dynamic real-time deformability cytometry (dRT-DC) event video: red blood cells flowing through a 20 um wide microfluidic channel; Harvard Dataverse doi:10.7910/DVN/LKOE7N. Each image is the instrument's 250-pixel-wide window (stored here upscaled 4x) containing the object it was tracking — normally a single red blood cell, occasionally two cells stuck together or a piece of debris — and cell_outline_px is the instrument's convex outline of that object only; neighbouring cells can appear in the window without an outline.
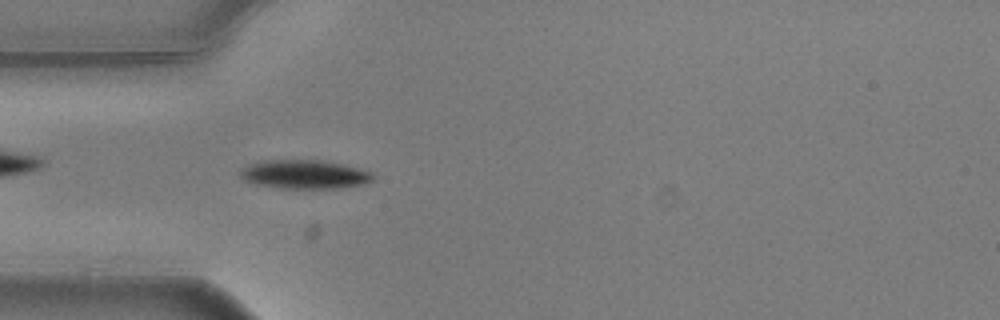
{"species": "common noctule bat (a hibernating species)", "species_latin": "Nyctalus noctula", "temperature_condition": "warm", "stored_images_in_passage": 33, "camera_frame_rate_fps": 3000, "um_per_image_px": 0.085, "animal": {"sex": "male", "body_mass_g": 20.5, "forearm_length_mm": 52.5}, "frame": {"image": 1, "passage_image": 4, "time_ms": 1.0, "image_size_px": [1000, 320], "cell_outline_px": [[376, 176], [372, 180], [364, 184], [336, 188], [280, 188], [256, 184], [244, 180], [240, 176], [240, 168], [248, 164], [264, 160], [324, 160], [344, 164], [372, 172]], "centroid_in_image_um": [25.88, 14.81], "position_along_channel_um": 59.1, "area_um2": 22.43}}
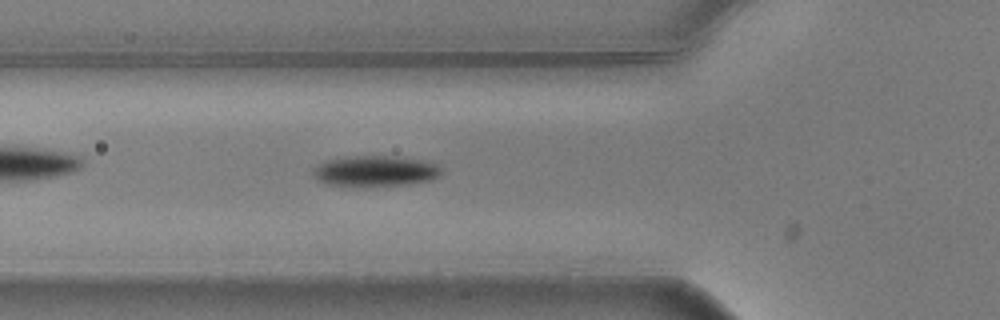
{"frame": {"image": 2, "passage_image": 7, "time_ms": 2.0, "image_size_px": [1000, 320], "cell_outline_px": [[444, 172], [440, 176], [432, 180], [408, 184], [364, 188], [348, 188], [328, 184], [316, 180], [312, 172], [320, 164], [328, 160], [348, 156], [396, 156], [428, 160], [444, 168]], "centroid_in_image_um": [31.96, 14.57], "position_along_channel_um": 93.8, "area_um2": 23.99}}